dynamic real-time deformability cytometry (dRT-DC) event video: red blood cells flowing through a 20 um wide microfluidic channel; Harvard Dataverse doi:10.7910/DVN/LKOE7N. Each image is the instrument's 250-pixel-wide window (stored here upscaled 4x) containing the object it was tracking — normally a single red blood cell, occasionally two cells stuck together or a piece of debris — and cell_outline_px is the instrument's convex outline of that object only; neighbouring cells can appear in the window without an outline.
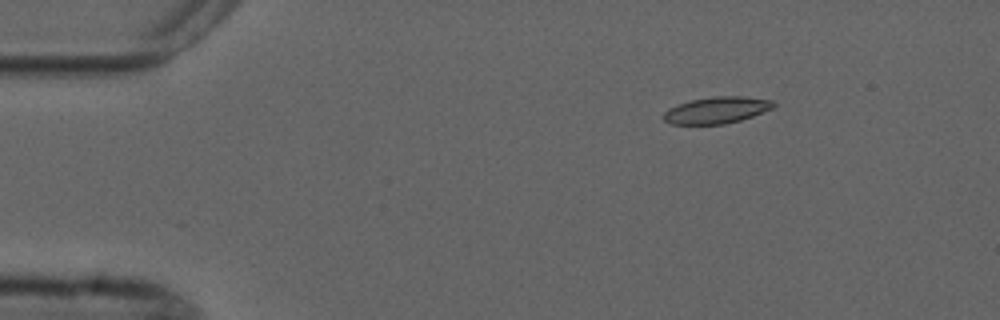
{"species": "common noctule bat (a hibernating species)", "species_latin": "Nyctalus noctula", "temperature_condition": "cold", "stored_images_in_passage": 3, "camera_frame_rate_fps": 3000, "um_per_image_px": 0.085, "animal": {"sex": "male", "forearm_length_mm": 52.5}, "frame": {"image": 1, "passage_image": 1, "time_ms": 0.0, "image_size_px": [1000, 320], "cell_outline_px": [[776, 104], [772, 108], [752, 116], [740, 120], [724, 124], [672, 124], [664, 120], [664, 112], [668, 108], [692, 100], [712, 96], [744, 96], [772, 100]], "centroid_in_image_um": [60.93, 9.35], "position_along_channel_um": 24.1, "area_um2": 16.88}}